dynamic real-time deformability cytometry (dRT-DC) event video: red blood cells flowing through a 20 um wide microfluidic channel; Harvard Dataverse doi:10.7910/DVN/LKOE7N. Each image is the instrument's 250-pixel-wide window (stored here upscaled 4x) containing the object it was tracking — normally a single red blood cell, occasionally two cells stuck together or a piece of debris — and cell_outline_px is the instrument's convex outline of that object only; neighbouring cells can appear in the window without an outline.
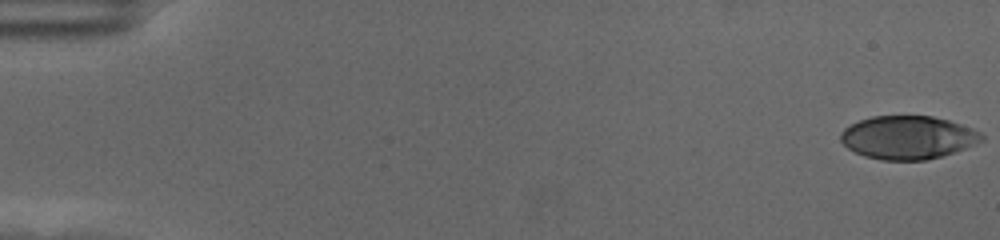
{"species": "human", "species_latin": "Homo sapiens", "temperature_condition": "cold", "stored_images_in_passage": 58, "camera_frame_rate_fps": 3000, "um_per_image_px": 0.085, "donor": {"sex": "female"}, "frame": {"image": 1, "passage_image": 1, "time_ms": 0.0, "image_size_px": [1000, 240], "cell_outline_px": [[984, 140], [976, 144], [940, 156], [924, 160], [880, 160], [864, 156], [848, 148], [840, 140], [840, 132], [844, 128], [860, 120], [872, 116], [932, 116], [948, 120], [972, 128], [980, 132], [984, 136]], "centroid_in_image_um": [77.16, 11.68], "position_along_channel_um": 7.8, "area_um2": 35.37}}
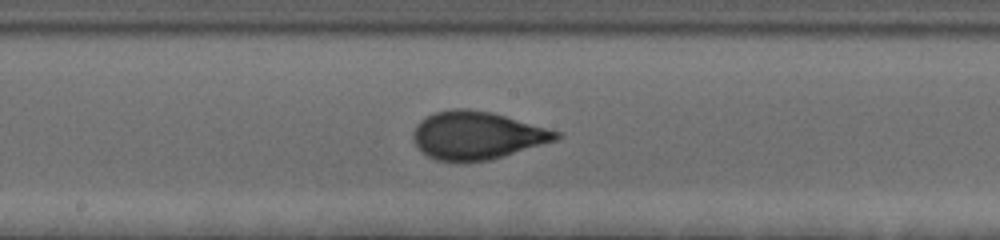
{"frame": {"image": 2, "passage_image": 32, "time_ms": 10.333, "image_size_px": [1000, 240], "cell_outline_px": [[560, 136], [556, 140], [504, 156], [488, 160], [464, 164], [456, 164], [436, 160], [420, 152], [412, 140], [412, 132], [416, 124], [420, 120], [432, 112], [452, 108], [468, 108], [492, 112], [560, 132]], "centroid_in_image_um": [40.44, 11.53], "position_along_channel_um": 207.8, "area_um2": 40.63}}
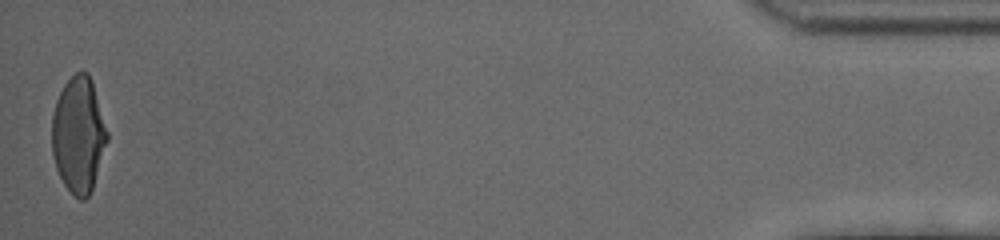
{"frame": {"image": 3, "passage_image": 58, "time_ms": 19.0, "image_size_px": [1000, 240], "cell_outline_px": [[108, 140], [92, 188], [88, 196], [84, 200], [80, 200], [64, 184], [56, 168], [52, 152], [52, 116], [56, 100], [64, 84], [76, 72], [88, 72], [92, 80], [108, 132]], "centroid_in_image_um": [6.67, 11.43], "position_along_channel_um": 428.5, "area_um2": 37.11}, "authors_computed_cell_mechanics": {"area_um2": 37.8301, "velocity_mm_per_s": 3.5148, "shape_relaxation_time_tau1_ms": 4.3921, "shape_relaxation_time_tau2_ms": null, "deformation_change_tau1": 0.1838, "deformation_change_tau2": null}}